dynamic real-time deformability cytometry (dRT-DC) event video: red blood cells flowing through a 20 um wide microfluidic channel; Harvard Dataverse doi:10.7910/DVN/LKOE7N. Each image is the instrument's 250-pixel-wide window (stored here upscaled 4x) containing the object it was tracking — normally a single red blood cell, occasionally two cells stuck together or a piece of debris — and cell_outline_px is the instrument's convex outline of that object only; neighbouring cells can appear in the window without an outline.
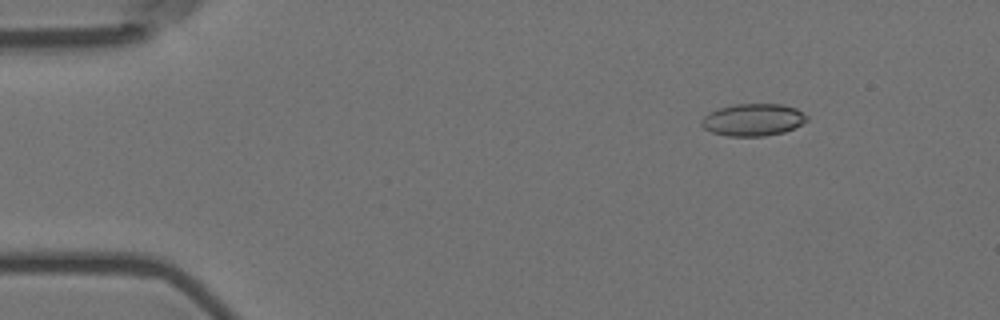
{"species": "Egyptian fruit bat (a non-hibernating species)", "species_latin": "Rousettus aegyptiacus", "temperature_condition": "room temperature", "stored_images_in_passage": 55, "camera_frame_rate_fps": 3000, "um_per_image_px": 0.085, "animal": {"sex": "female"}, "frame": {"image": 1, "passage_image": 6, "time_ms": 1.667, "image_size_px": [1000, 320], "cell_outline_px": [[808, 120], [784, 132], [764, 136], [728, 136], [712, 132], [704, 128], [700, 124], [700, 120], [708, 112], [720, 108], [736, 104], [784, 104], [796, 108], [808, 116]], "centroid_in_image_um": [64.0, 10.18], "position_along_channel_um": 21.0, "area_um2": 19.77}}
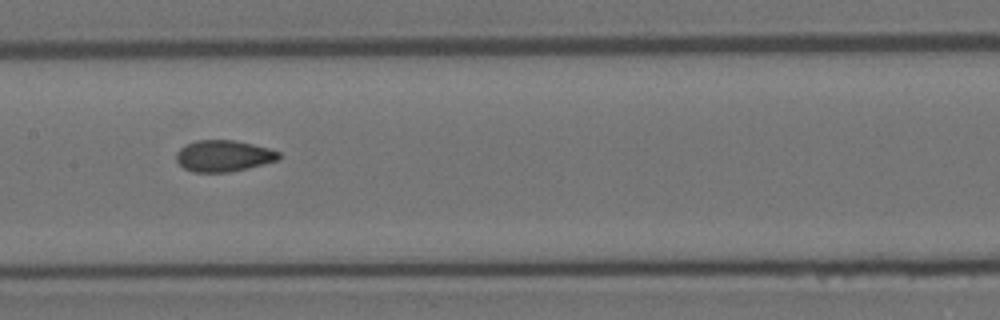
{"frame": {"image": 2, "passage_image": 27, "time_ms": 8.667, "image_size_px": [1000, 320], "cell_outline_px": [[280, 156], [276, 160], [248, 168], [228, 172], [192, 172], [184, 168], [176, 160], [176, 152], [180, 148], [196, 140], [232, 140], [252, 144], [268, 148], [280, 152]], "centroid_in_image_um": [18.97, 13.25], "position_along_channel_um": 188.4, "area_um2": 18.55}}
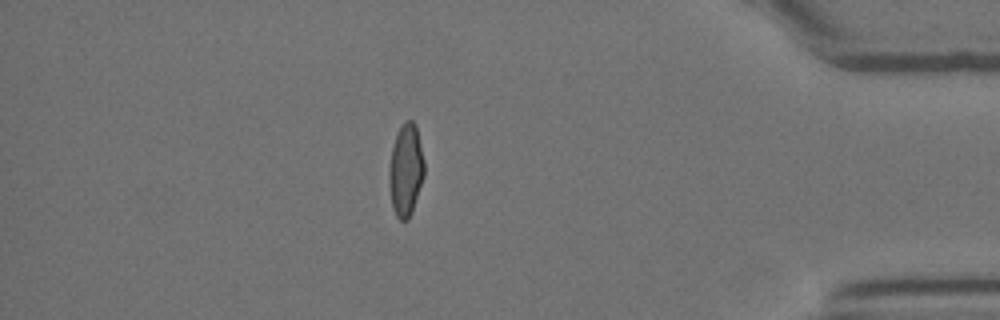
{"frame": {"image": 3, "passage_image": 48, "time_ms": 15.667, "image_size_px": [1000, 320], "cell_outline_px": [[424, 176], [408, 220], [400, 220], [396, 216], [392, 208], [388, 176], [388, 172], [392, 148], [396, 136], [404, 120], [412, 120], [416, 124], [424, 160]], "centroid_in_image_um": [34.49, 14.44], "position_along_channel_um": 400.7, "area_um2": 18.79}, "authors_computed_cell_mechanics": {"area_um2": 19.0162, "velocity_mm_per_s": 3.5944, "shape_relaxation_time_tau1_ms": 9.4485, "shape_relaxation_time_tau2_ms": 1.1034, "deformation_change_tau1": 0.1881, "deformation_change_tau2": 0.049}}